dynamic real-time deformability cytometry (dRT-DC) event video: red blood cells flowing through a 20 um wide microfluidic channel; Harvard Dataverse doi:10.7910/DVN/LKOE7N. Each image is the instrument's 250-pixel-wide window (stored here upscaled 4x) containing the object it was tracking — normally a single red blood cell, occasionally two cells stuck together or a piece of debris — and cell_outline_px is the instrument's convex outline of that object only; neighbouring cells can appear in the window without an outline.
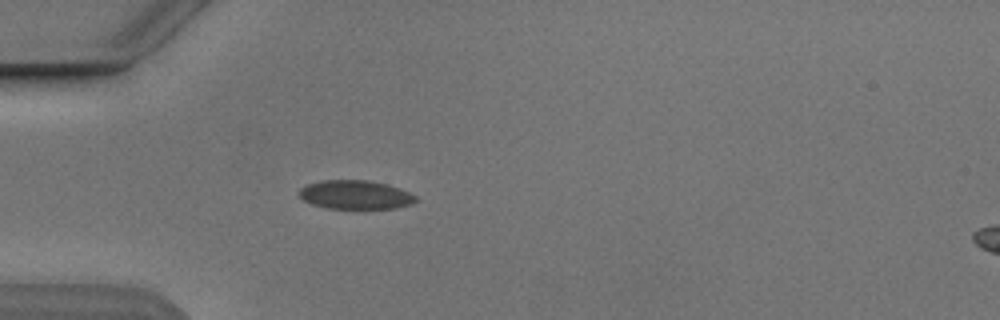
{"species": "Egyptian fruit bat (a non-hibernating species)", "species_latin": "Rousettus aegyptiacus", "temperature_condition": "cold", "stored_images_in_passage": 5, "camera_frame_rate_fps": 3000, "um_per_image_px": 0.085, "animal": {"sex": "male"}, "frame": {"image": 1, "passage_image": 5, "time_ms": 4.667, "image_size_px": [1000, 320], "cell_outline_px": [[416, 200], [412, 204], [396, 208], [328, 208], [312, 204], [304, 200], [300, 196], [300, 188], [308, 184], [324, 180], [368, 180], [400, 188], [416, 196]], "centroid_in_image_um": [30.22, 16.55], "position_along_channel_um": 54.8, "area_um2": 19.31}}